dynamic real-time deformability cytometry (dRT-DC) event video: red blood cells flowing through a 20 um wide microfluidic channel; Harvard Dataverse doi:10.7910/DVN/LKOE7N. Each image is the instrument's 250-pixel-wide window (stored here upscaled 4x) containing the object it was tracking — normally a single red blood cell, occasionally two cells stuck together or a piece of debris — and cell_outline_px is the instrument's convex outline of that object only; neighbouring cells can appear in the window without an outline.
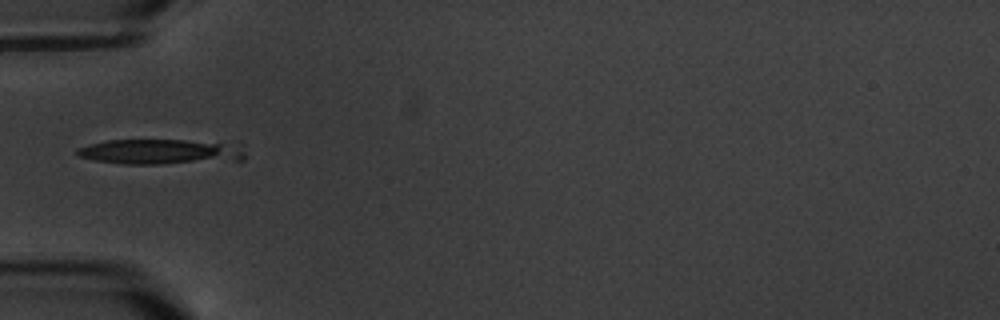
{"species": "common noctule bat (a hibernating species)", "species_latin": "Nyctalus noctula", "temperature_condition": "warm", "stored_images_in_passage": 5, "camera_frame_rate_fps": 3000, "um_per_image_px": 0.085, "animal": {"sex": "male", "body_mass_g": 20.1, "forearm_length_mm": 53.5}, "frame": {"image": 1, "passage_image": 1, "time_ms": 0.0, "image_size_px": [1000, 320], "cell_outline_px": [[244, 160], [164, 164], [124, 164], [96, 160], [76, 156], [76, 148], [88, 144], [108, 140], [184, 140], [220, 144], [240, 152], [244, 156]], "centroid_in_image_um": [13.38, 12.92], "position_along_channel_um": 71.6, "area_um2": 23.81}}